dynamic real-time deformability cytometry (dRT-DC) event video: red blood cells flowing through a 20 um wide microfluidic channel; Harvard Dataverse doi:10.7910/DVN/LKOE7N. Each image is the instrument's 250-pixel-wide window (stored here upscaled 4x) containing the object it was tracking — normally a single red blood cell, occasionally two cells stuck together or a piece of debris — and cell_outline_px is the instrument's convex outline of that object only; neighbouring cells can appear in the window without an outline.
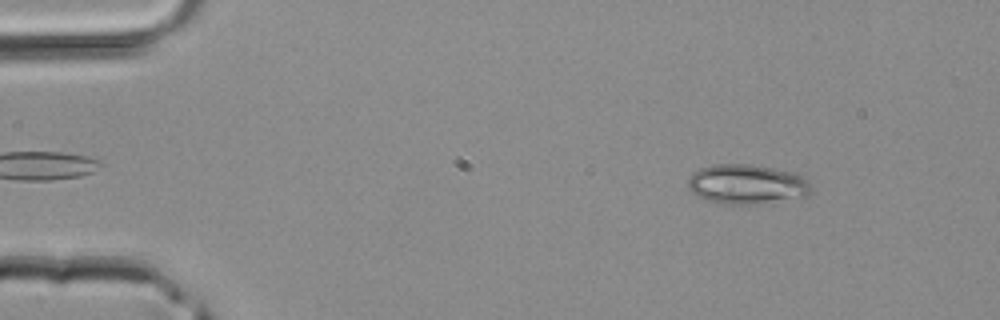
{"species": "common noctule bat (a hibernating species)", "species_latin": "Nyctalus noctula", "temperature_condition": "room temperature", "stored_images_in_passage": 42, "camera_frame_rate_fps": 3000, "um_per_image_px": 0.085, "animal": {"sex": "male", "body_mass_g": 20.4}, "frame": {"image": 1, "passage_image": 5, "time_ms": 1.333, "image_size_px": [1000, 320], "cell_outline_px": [[812, 188], [808, 196], [756, 204], [724, 204], [708, 200], [692, 192], [688, 188], [688, 180], [692, 172], [700, 168], [712, 164], [748, 164], [796, 172], [808, 176], [812, 184]], "centroid_in_image_um": [63.55, 15.64], "position_along_channel_um": 21.5, "area_um2": 28.84}}
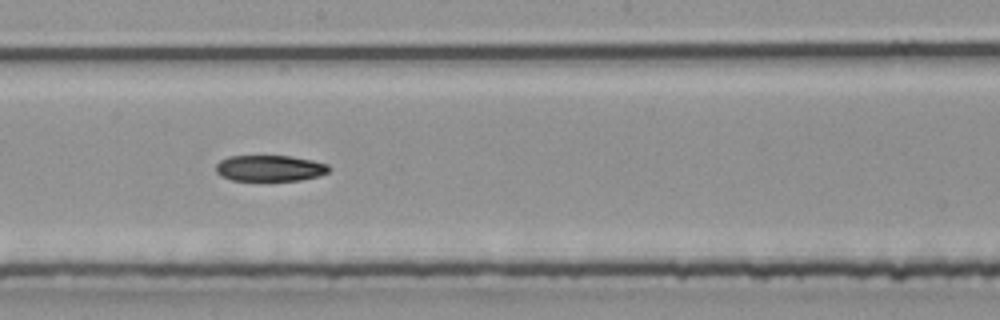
{"frame": {"image": 2, "passage_image": 23, "time_ms": 7.333, "image_size_px": [1000, 320], "cell_outline_px": [[332, 168], [328, 172], [316, 176], [300, 180], [232, 180], [220, 176], [216, 172], [216, 164], [220, 160], [228, 156], [292, 156], [312, 160], [328, 164]], "centroid_in_image_um": [22.93, 14.29], "position_along_channel_um": 225.3, "area_um2": 17.17}}
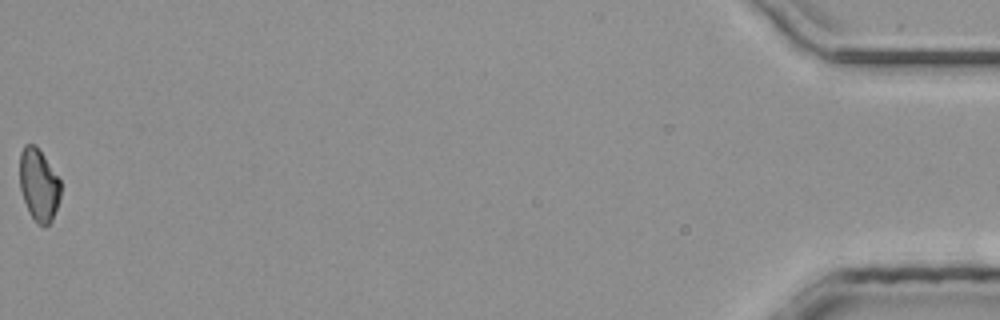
{"frame": {"image": 3, "passage_image": 42, "time_ms": 13.667, "image_size_px": [1000, 320], "cell_outline_px": [[60, 196], [52, 220], [44, 228], [28, 212], [20, 188], [20, 152], [24, 144], [36, 144], [60, 180]], "centroid_in_image_um": [3.28, 15.69], "position_along_channel_um": 431.9, "area_um2": 17.11}}